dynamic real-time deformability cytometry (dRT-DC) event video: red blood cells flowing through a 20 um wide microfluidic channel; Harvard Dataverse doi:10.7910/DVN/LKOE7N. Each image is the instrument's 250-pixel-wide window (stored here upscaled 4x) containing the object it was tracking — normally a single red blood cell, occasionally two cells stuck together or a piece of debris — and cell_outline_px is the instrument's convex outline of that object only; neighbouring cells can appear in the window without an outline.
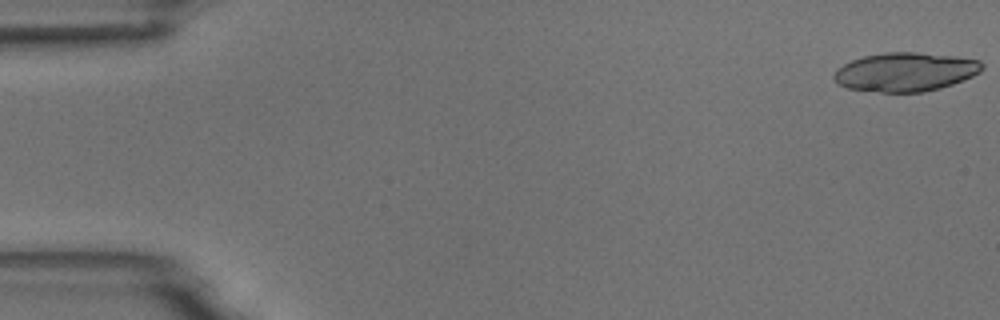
{"species": "common noctule bat (a hibernating species)", "species_latin": "Nyctalus noctula", "temperature_condition": "room temperature", "stored_images_in_passage": 10, "camera_frame_rate_fps": 3000, "um_per_image_px": 0.085, "animal": {"sex": "male", "body_mass_g": 18.8}, "frame": {"image": 1, "passage_image": 1, "time_ms": 0.0, "image_size_px": [1000, 320], "cell_outline_px": [[984, 68], [980, 72], [964, 80], [940, 88], [924, 92], [880, 92], [848, 88], [836, 84], [832, 76], [836, 68], [852, 60], [864, 56], [884, 52], [916, 52], [956, 56], [980, 60], [984, 64]], "centroid_in_image_um": [76.96, 6.11], "position_along_channel_um": 8.0, "area_um2": 33.81}}